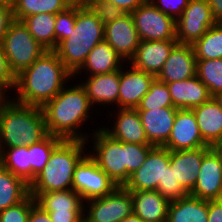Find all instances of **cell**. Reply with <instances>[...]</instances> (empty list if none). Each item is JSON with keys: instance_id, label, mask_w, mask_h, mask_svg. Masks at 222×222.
<instances>
[{"instance_id": "1", "label": "cell", "mask_w": 222, "mask_h": 222, "mask_svg": "<svg viewBox=\"0 0 222 222\" xmlns=\"http://www.w3.org/2000/svg\"><path fill=\"white\" fill-rule=\"evenodd\" d=\"M77 82H73L76 83L73 85L66 84L53 99L47 101L41 108L48 134L58 136L63 140L86 141L92 133L83 132L85 129L82 126L87 125L86 122L89 120L91 121L90 118H92L95 108H93L85 88L79 83V80Z\"/></svg>"}, {"instance_id": "2", "label": "cell", "mask_w": 222, "mask_h": 222, "mask_svg": "<svg viewBox=\"0 0 222 222\" xmlns=\"http://www.w3.org/2000/svg\"><path fill=\"white\" fill-rule=\"evenodd\" d=\"M73 80L54 50H46L29 68L16 76L14 91L9 96L22 105L42 107ZM67 82V83H66Z\"/></svg>"}, {"instance_id": "3", "label": "cell", "mask_w": 222, "mask_h": 222, "mask_svg": "<svg viewBox=\"0 0 222 222\" xmlns=\"http://www.w3.org/2000/svg\"><path fill=\"white\" fill-rule=\"evenodd\" d=\"M48 135L42 108L0 97V147L28 146Z\"/></svg>"}, {"instance_id": "4", "label": "cell", "mask_w": 222, "mask_h": 222, "mask_svg": "<svg viewBox=\"0 0 222 222\" xmlns=\"http://www.w3.org/2000/svg\"><path fill=\"white\" fill-rule=\"evenodd\" d=\"M83 140H62L52 151L43 170L30 184V194L36 199L41 193L72 189L74 170L87 154Z\"/></svg>"}, {"instance_id": "5", "label": "cell", "mask_w": 222, "mask_h": 222, "mask_svg": "<svg viewBox=\"0 0 222 222\" xmlns=\"http://www.w3.org/2000/svg\"><path fill=\"white\" fill-rule=\"evenodd\" d=\"M104 40V24L81 0H76V22L69 37L54 50L65 67L74 74L85 62L90 51Z\"/></svg>"}, {"instance_id": "6", "label": "cell", "mask_w": 222, "mask_h": 222, "mask_svg": "<svg viewBox=\"0 0 222 222\" xmlns=\"http://www.w3.org/2000/svg\"><path fill=\"white\" fill-rule=\"evenodd\" d=\"M91 130L92 134L86 140L88 154L117 186L126 184V143L108 135L101 127ZM92 138V140H91ZM91 140V141H90ZM92 150V151H91Z\"/></svg>"}, {"instance_id": "7", "label": "cell", "mask_w": 222, "mask_h": 222, "mask_svg": "<svg viewBox=\"0 0 222 222\" xmlns=\"http://www.w3.org/2000/svg\"><path fill=\"white\" fill-rule=\"evenodd\" d=\"M2 47L15 77L29 68L46 51L20 20L11 23L3 38Z\"/></svg>"}, {"instance_id": "8", "label": "cell", "mask_w": 222, "mask_h": 222, "mask_svg": "<svg viewBox=\"0 0 222 222\" xmlns=\"http://www.w3.org/2000/svg\"><path fill=\"white\" fill-rule=\"evenodd\" d=\"M133 213L131 192L117 186L110 194L84 202V222H121Z\"/></svg>"}, {"instance_id": "9", "label": "cell", "mask_w": 222, "mask_h": 222, "mask_svg": "<svg viewBox=\"0 0 222 222\" xmlns=\"http://www.w3.org/2000/svg\"><path fill=\"white\" fill-rule=\"evenodd\" d=\"M141 41L176 40V20L145 2L130 13Z\"/></svg>"}, {"instance_id": "10", "label": "cell", "mask_w": 222, "mask_h": 222, "mask_svg": "<svg viewBox=\"0 0 222 222\" xmlns=\"http://www.w3.org/2000/svg\"><path fill=\"white\" fill-rule=\"evenodd\" d=\"M116 187L117 185L98 167L88 152L76 165L72 189L81 196L84 202L106 196Z\"/></svg>"}, {"instance_id": "11", "label": "cell", "mask_w": 222, "mask_h": 222, "mask_svg": "<svg viewBox=\"0 0 222 222\" xmlns=\"http://www.w3.org/2000/svg\"><path fill=\"white\" fill-rule=\"evenodd\" d=\"M216 23L207 0H190L176 20V40L192 45Z\"/></svg>"}, {"instance_id": "12", "label": "cell", "mask_w": 222, "mask_h": 222, "mask_svg": "<svg viewBox=\"0 0 222 222\" xmlns=\"http://www.w3.org/2000/svg\"><path fill=\"white\" fill-rule=\"evenodd\" d=\"M169 164L170 150L163 146H154L124 187L129 191H157L159 181H163L165 175V166Z\"/></svg>"}, {"instance_id": "13", "label": "cell", "mask_w": 222, "mask_h": 222, "mask_svg": "<svg viewBox=\"0 0 222 222\" xmlns=\"http://www.w3.org/2000/svg\"><path fill=\"white\" fill-rule=\"evenodd\" d=\"M105 111L107 114L110 113L105 116L108 118L110 116L108 124L112 125L111 127L103 125L101 128L112 138L125 143L150 144L136 109H112L111 111L106 109Z\"/></svg>"}, {"instance_id": "14", "label": "cell", "mask_w": 222, "mask_h": 222, "mask_svg": "<svg viewBox=\"0 0 222 222\" xmlns=\"http://www.w3.org/2000/svg\"><path fill=\"white\" fill-rule=\"evenodd\" d=\"M163 147L170 151H182L209 147L203 140L195 115L190 109H178L168 141Z\"/></svg>"}, {"instance_id": "15", "label": "cell", "mask_w": 222, "mask_h": 222, "mask_svg": "<svg viewBox=\"0 0 222 222\" xmlns=\"http://www.w3.org/2000/svg\"><path fill=\"white\" fill-rule=\"evenodd\" d=\"M155 79L156 76L126 62L120 69L119 109H136Z\"/></svg>"}, {"instance_id": "16", "label": "cell", "mask_w": 222, "mask_h": 222, "mask_svg": "<svg viewBox=\"0 0 222 222\" xmlns=\"http://www.w3.org/2000/svg\"><path fill=\"white\" fill-rule=\"evenodd\" d=\"M80 84L85 88L87 96L95 108L119 109L120 70L111 73L81 77ZM83 81V82H82ZM108 105V106H107Z\"/></svg>"}, {"instance_id": "17", "label": "cell", "mask_w": 222, "mask_h": 222, "mask_svg": "<svg viewBox=\"0 0 222 222\" xmlns=\"http://www.w3.org/2000/svg\"><path fill=\"white\" fill-rule=\"evenodd\" d=\"M104 40L125 62H129L141 41L131 14L104 25Z\"/></svg>"}, {"instance_id": "18", "label": "cell", "mask_w": 222, "mask_h": 222, "mask_svg": "<svg viewBox=\"0 0 222 222\" xmlns=\"http://www.w3.org/2000/svg\"><path fill=\"white\" fill-rule=\"evenodd\" d=\"M189 195L203 199H222V164L210 149L201 161L197 182Z\"/></svg>"}, {"instance_id": "19", "label": "cell", "mask_w": 222, "mask_h": 222, "mask_svg": "<svg viewBox=\"0 0 222 222\" xmlns=\"http://www.w3.org/2000/svg\"><path fill=\"white\" fill-rule=\"evenodd\" d=\"M196 69L197 60L192 45L177 43L156 79L163 83L178 82L196 76Z\"/></svg>"}, {"instance_id": "20", "label": "cell", "mask_w": 222, "mask_h": 222, "mask_svg": "<svg viewBox=\"0 0 222 222\" xmlns=\"http://www.w3.org/2000/svg\"><path fill=\"white\" fill-rule=\"evenodd\" d=\"M177 40L140 41L135 55L129 60L134 68L157 76Z\"/></svg>"}, {"instance_id": "21", "label": "cell", "mask_w": 222, "mask_h": 222, "mask_svg": "<svg viewBox=\"0 0 222 222\" xmlns=\"http://www.w3.org/2000/svg\"><path fill=\"white\" fill-rule=\"evenodd\" d=\"M210 149V147H200L191 150L170 151V166L174 169L176 181H179L188 194L197 182L203 156Z\"/></svg>"}, {"instance_id": "22", "label": "cell", "mask_w": 222, "mask_h": 222, "mask_svg": "<svg viewBox=\"0 0 222 222\" xmlns=\"http://www.w3.org/2000/svg\"><path fill=\"white\" fill-rule=\"evenodd\" d=\"M125 63L120 55L103 40L90 51L83 65L73 74V79L75 81L79 79L77 75L86 77L118 71Z\"/></svg>"}, {"instance_id": "23", "label": "cell", "mask_w": 222, "mask_h": 222, "mask_svg": "<svg viewBox=\"0 0 222 222\" xmlns=\"http://www.w3.org/2000/svg\"><path fill=\"white\" fill-rule=\"evenodd\" d=\"M177 110L175 107H162L138 111L150 144L163 146L168 141Z\"/></svg>"}, {"instance_id": "24", "label": "cell", "mask_w": 222, "mask_h": 222, "mask_svg": "<svg viewBox=\"0 0 222 222\" xmlns=\"http://www.w3.org/2000/svg\"><path fill=\"white\" fill-rule=\"evenodd\" d=\"M166 84L170 92L173 107L177 109L191 110L212 98L208 88L197 76Z\"/></svg>"}, {"instance_id": "25", "label": "cell", "mask_w": 222, "mask_h": 222, "mask_svg": "<svg viewBox=\"0 0 222 222\" xmlns=\"http://www.w3.org/2000/svg\"><path fill=\"white\" fill-rule=\"evenodd\" d=\"M133 214L144 222H166L169 201L158 191H130Z\"/></svg>"}, {"instance_id": "26", "label": "cell", "mask_w": 222, "mask_h": 222, "mask_svg": "<svg viewBox=\"0 0 222 222\" xmlns=\"http://www.w3.org/2000/svg\"><path fill=\"white\" fill-rule=\"evenodd\" d=\"M191 110L201 136L209 147L222 139V109L213 97Z\"/></svg>"}, {"instance_id": "27", "label": "cell", "mask_w": 222, "mask_h": 222, "mask_svg": "<svg viewBox=\"0 0 222 222\" xmlns=\"http://www.w3.org/2000/svg\"><path fill=\"white\" fill-rule=\"evenodd\" d=\"M208 200L187 195L171 201L168 206L166 222H207Z\"/></svg>"}, {"instance_id": "28", "label": "cell", "mask_w": 222, "mask_h": 222, "mask_svg": "<svg viewBox=\"0 0 222 222\" xmlns=\"http://www.w3.org/2000/svg\"><path fill=\"white\" fill-rule=\"evenodd\" d=\"M30 185L0 165V212L25 200Z\"/></svg>"}, {"instance_id": "29", "label": "cell", "mask_w": 222, "mask_h": 222, "mask_svg": "<svg viewBox=\"0 0 222 222\" xmlns=\"http://www.w3.org/2000/svg\"><path fill=\"white\" fill-rule=\"evenodd\" d=\"M21 21L43 49L55 50L56 14H33L24 17Z\"/></svg>"}, {"instance_id": "30", "label": "cell", "mask_w": 222, "mask_h": 222, "mask_svg": "<svg viewBox=\"0 0 222 222\" xmlns=\"http://www.w3.org/2000/svg\"><path fill=\"white\" fill-rule=\"evenodd\" d=\"M0 165L31 184L28 146L0 147Z\"/></svg>"}, {"instance_id": "31", "label": "cell", "mask_w": 222, "mask_h": 222, "mask_svg": "<svg viewBox=\"0 0 222 222\" xmlns=\"http://www.w3.org/2000/svg\"><path fill=\"white\" fill-rule=\"evenodd\" d=\"M36 203L44 211L84 210V201L73 189L41 193Z\"/></svg>"}, {"instance_id": "32", "label": "cell", "mask_w": 222, "mask_h": 222, "mask_svg": "<svg viewBox=\"0 0 222 222\" xmlns=\"http://www.w3.org/2000/svg\"><path fill=\"white\" fill-rule=\"evenodd\" d=\"M76 0H15L12 7L15 20L40 13L57 14L71 6Z\"/></svg>"}, {"instance_id": "33", "label": "cell", "mask_w": 222, "mask_h": 222, "mask_svg": "<svg viewBox=\"0 0 222 222\" xmlns=\"http://www.w3.org/2000/svg\"><path fill=\"white\" fill-rule=\"evenodd\" d=\"M192 47L196 60L222 58V27L216 23Z\"/></svg>"}, {"instance_id": "34", "label": "cell", "mask_w": 222, "mask_h": 222, "mask_svg": "<svg viewBox=\"0 0 222 222\" xmlns=\"http://www.w3.org/2000/svg\"><path fill=\"white\" fill-rule=\"evenodd\" d=\"M62 140L63 139L58 136L48 134L43 140L39 141L38 143L28 145L31 164V182L43 170L45 164L49 160L53 149Z\"/></svg>"}, {"instance_id": "35", "label": "cell", "mask_w": 222, "mask_h": 222, "mask_svg": "<svg viewBox=\"0 0 222 222\" xmlns=\"http://www.w3.org/2000/svg\"><path fill=\"white\" fill-rule=\"evenodd\" d=\"M196 76L212 97L222 92V58L197 60Z\"/></svg>"}, {"instance_id": "36", "label": "cell", "mask_w": 222, "mask_h": 222, "mask_svg": "<svg viewBox=\"0 0 222 222\" xmlns=\"http://www.w3.org/2000/svg\"><path fill=\"white\" fill-rule=\"evenodd\" d=\"M173 107V102L167 84L155 79L150 90L141 99L137 111H146L150 108Z\"/></svg>"}, {"instance_id": "37", "label": "cell", "mask_w": 222, "mask_h": 222, "mask_svg": "<svg viewBox=\"0 0 222 222\" xmlns=\"http://www.w3.org/2000/svg\"><path fill=\"white\" fill-rule=\"evenodd\" d=\"M82 3L104 24L114 22L127 14L122 8L104 0H81Z\"/></svg>"}, {"instance_id": "38", "label": "cell", "mask_w": 222, "mask_h": 222, "mask_svg": "<svg viewBox=\"0 0 222 222\" xmlns=\"http://www.w3.org/2000/svg\"><path fill=\"white\" fill-rule=\"evenodd\" d=\"M157 191L169 202L179 200L188 195L179 181H176L174 169L171 168L170 164L165 166V175L163 181H159Z\"/></svg>"}, {"instance_id": "39", "label": "cell", "mask_w": 222, "mask_h": 222, "mask_svg": "<svg viewBox=\"0 0 222 222\" xmlns=\"http://www.w3.org/2000/svg\"><path fill=\"white\" fill-rule=\"evenodd\" d=\"M153 147L152 144L126 143V183L131 174L143 164Z\"/></svg>"}, {"instance_id": "40", "label": "cell", "mask_w": 222, "mask_h": 222, "mask_svg": "<svg viewBox=\"0 0 222 222\" xmlns=\"http://www.w3.org/2000/svg\"><path fill=\"white\" fill-rule=\"evenodd\" d=\"M76 22V1L62 12L56 14L55 22V49L57 45L74 30Z\"/></svg>"}, {"instance_id": "41", "label": "cell", "mask_w": 222, "mask_h": 222, "mask_svg": "<svg viewBox=\"0 0 222 222\" xmlns=\"http://www.w3.org/2000/svg\"><path fill=\"white\" fill-rule=\"evenodd\" d=\"M36 204V199L30 194L19 204L1 211L0 222H27L31 209Z\"/></svg>"}, {"instance_id": "42", "label": "cell", "mask_w": 222, "mask_h": 222, "mask_svg": "<svg viewBox=\"0 0 222 222\" xmlns=\"http://www.w3.org/2000/svg\"><path fill=\"white\" fill-rule=\"evenodd\" d=\"M15 83L16 77L10 70L7 57L4 54L2 44H0V97H9L12 95ZM9 91L11 94H9Z\"/></svg>"}, {"instance_id": "43", "label": "cell", "mask_w": 222, "mask_h": 222, "mask_svg": "<svg viewBox=\"0 0 222 222\" xmlns=\"http://www.w3.org/2000/svg\"><path fill=\"white\" fill-rule=\"evenodd\" d=\"M190 0H153L152 3L163 13L177 20Z\"/></svg>"}, {"instance_id": "44", "label": "cell", "mask_w": 222, "mask_h": 222, "mask_svg": "<svg viewBox=\"0 0 222 222\" xmlns=\"http://www.w3.org/2000/svg\"><path fill=\"white\" fill-rule=\"evenodd\" d=\"M52 222H84V210L45 211Z\"/></svg>"}, {"instance_id": "45", "label": "cell", "mask_w": 222, "mask_h": 222, "mask_svg": "<svg viewBox=\"0 0 222 222\" xmlns=\"http://www.w3.org/2000/svg\"><path fill=\"white\" fill-rule=\"evenodd\" d=\"M14 20L12 8L0 6V44H2L5 34Z\"/></svg>"}, {"instance_id": "46", "label": "cell", "mask_w": 222, "mask_h": 222, "mask_svg": "<svg viewBox=\"0 0 222 222\" xmlns=\"http://www.w3.org/2000/svg\"><path fill=\"white\" fill-rule=\"evenodd\" d=\"M207 222H222V199L208 200Z\"/></svg>"}, {"instance_id": "47", "label": "cell", "mask_w": 222, "mask_h": 222, "mask_svg": "<svg viewBox=\"0 0 222 222\" xmlns=\"http://www.w3.org/2000/svg\"><path fill=\"white\" fill-rule=\"evenodd\" d=\"M115 4L117 7L122 8L125 12L131 13L139 6L145 3V0H104Z\"/></svg>"}, {"instance_id": "48", "label": "cell", "mask_w": 222, "mask_h": 222, "mask_svg": "<svg viewBox=\"0 0 222 222\" xmlns=\"http://www.w3.org/2000/svg\"><path fill=\"white\" fill-rule=\"evenodd\" d=\"M27 222H52L49 214L39 205H35L29 214Z\"/></svg>"}, {"instance_id": "49", "label": "cell", "mask_w": 222, "mask_h": 222, "mask_svg": "<svg viewBox=\"0 0 222 222\" xmlns=\"http://www.w3.org/2000/svg\"><path fill=\"white\" fill-rule=\"evenodd\" d=\"M216 21L222 18V0H207Z\"/></svg>"}, {"instance_id": "50", "label": "cell", "mask_w": 222, "mask_h": 222, "mask_svg": "<svg viewBox=\"0 0 222 222\" xmlns=\"http://www.w3.org/2000/svg\"><path fill=\"white\" fill-rule=\"evenodd\" d=\"M210 148L219 157L220 163L222 164V139L214 143Z\"/></svg>"}, {"instance_id": "51", "label": "cell", "mask_w": 222, "mask_h": 222, "mask_svg": "<svg viewBox=\"0 0 222 222\" xmlns=\"http://www.w3.org/2000/svg\"><path fill=\"white\" fill-rule=\"evenodd\" d=\"M121 222H144V221L140 217L132 213L130 216H127Z\"/></svg>"}, {"instance_id": "52", "label": "cell", "mask_w": 222, "mask_h": 222, "mask_svg": "<svg viewBox=\"0 0 222 222\" xmlns=\"http://www.w3.org/2000/svg\"><path fill=\"white\" fill-rule=\"evenodd\" d=\"M15 0H0V6H7L12 8Z\"/></svg>"}, {"instance_id": "53", "label": "cell", "mask_w": 222, "mask_h": 222, "mask_svg": "<svg viewBox=\"0 0 222 222\" xmlns=\"http://www.w3.org/2000/svg\"><path fill=\"white\" fill-rule=\"evenodd\" d=\"M213 98L219 104V106L222 109V92L217 93L215 96H213Z\"/></svg>"}, {"instance_id": "54", "label": "cell", "mask_w": 222, "mask_h": 222, "mask_svg": "<svg viewBox=\"0 0 222 222\" xmlns=\"http://www.w3.org/2000/svg\"><path fill=\"white\" fill-rule=\"evenodd\" d=\"M217 24L222 27V18L217 21Z\"/></svg>"}]
</instances>
